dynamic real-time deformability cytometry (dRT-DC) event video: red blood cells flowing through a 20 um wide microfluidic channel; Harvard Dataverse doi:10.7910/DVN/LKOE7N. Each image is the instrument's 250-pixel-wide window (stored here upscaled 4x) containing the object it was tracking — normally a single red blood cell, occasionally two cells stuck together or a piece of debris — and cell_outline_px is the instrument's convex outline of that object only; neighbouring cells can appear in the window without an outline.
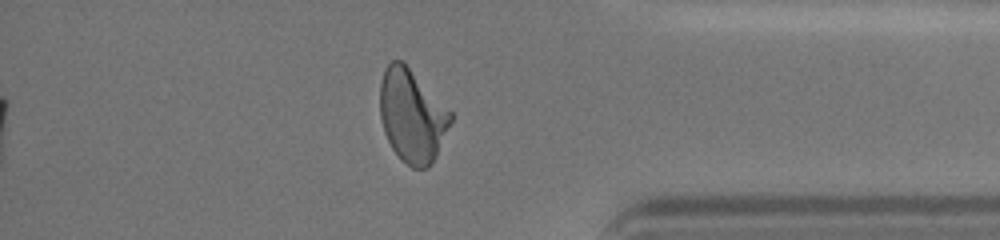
{"species": "human", "species_latin": "Homo sapiens", "temperature_condition": "cold", "stored_images_in_passage": 36, "camera_frame_rate_fps": 3000, "um_per_image_px": 0.085, "donor": {"sex": "female"}, "frame": {"image": 1, "passage_image": 31, "time_ms": 10.0, "image_size_px": [1000, 240], "cell_outline_px": [[452, 120], [436, 156], [428, 168], [412, 168], [400, 160], [392, 148], [384, 132], [380, 116], [380, 80], [384, 68], [392, 60], [404, 60], [452, 112]], "centroid_in_image_um": [35.01, 9.81], "position_along_channel_um": 400.2, "area_um2": 38.67}}